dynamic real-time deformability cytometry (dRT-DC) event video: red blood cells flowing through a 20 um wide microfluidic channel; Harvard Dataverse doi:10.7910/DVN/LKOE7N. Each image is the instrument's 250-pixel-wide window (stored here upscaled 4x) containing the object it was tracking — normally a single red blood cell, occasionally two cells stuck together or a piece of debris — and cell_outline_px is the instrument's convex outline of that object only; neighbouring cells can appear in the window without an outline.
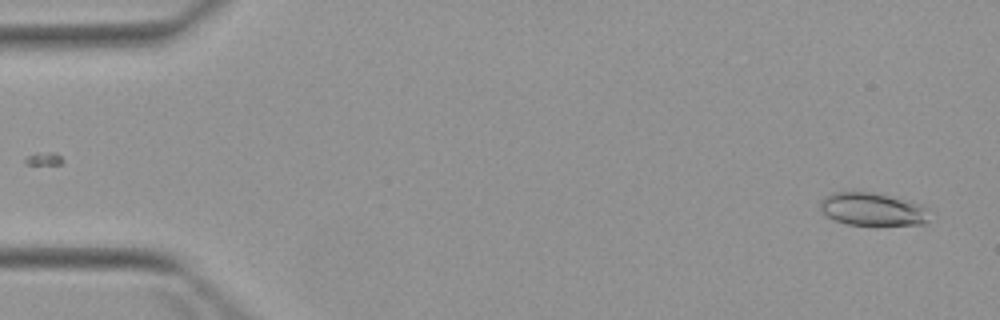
{"species": "Egyptian fruit bat (a non-hibernating species)", "species_latin": "Rousettus aegyptiacus", "temperature_condition": "warm", "stored_images_in_passage": 5, "camera_frame_rate_fps": 3000, "um_per_image_px": 0.085, "animal": {"sex": "female"}, "frame": {"image": 1, "passage_image": 5, "time_ms": 6.333, "image_size_px": [1000, 320], "cell_outline_px": [[928, 220], [924, 224], [848, 224], [836, 220], [828, 216], [820, 208], [820, 200], [824, 196], [832, 192], [872, 192], [920, 204], [924, 208]], "centroid_in_image_um": [74.09, 17.77], "position_along_channel_um": 10.9, "area_um2": 20.29}}